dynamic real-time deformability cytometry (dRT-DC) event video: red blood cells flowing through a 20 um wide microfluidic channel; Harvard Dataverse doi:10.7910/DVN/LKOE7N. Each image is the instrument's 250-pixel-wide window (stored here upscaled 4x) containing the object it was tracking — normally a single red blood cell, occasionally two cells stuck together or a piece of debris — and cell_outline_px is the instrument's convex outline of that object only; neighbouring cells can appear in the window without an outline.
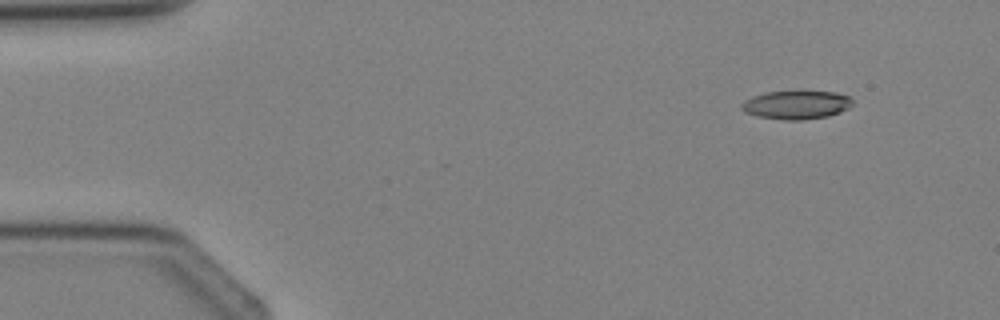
{"species": "Egyptian fruit bat (a non-hibernating species)", "species_latin": "Rousettus aegyptiacus", "temperature_condition": "cold", "stored_images_in_passage": 4, "camera_frame_rate_fps": 3000, "um_per_image_px": 0.085, "animal": {"sex": "female"}, "frame": {"image": 1, "passage_image": 2, "time_ms": 1.0, "image_size_px": [1000, 320], "cell_outline_px": [[852, 104], [848, 108], [840, 112], [828, 116], [800, 120], [784, 120], [756, 116], [744, 112], [740, 108], [740, 104], [744, 100], [752, 96], [764, 92], [836, 92], [848, 96], [852, 100]], "centroid_in_image_um": [67.64, 8.92], "position_along_channel_um": 17.4, "area_um2": 18.38}}